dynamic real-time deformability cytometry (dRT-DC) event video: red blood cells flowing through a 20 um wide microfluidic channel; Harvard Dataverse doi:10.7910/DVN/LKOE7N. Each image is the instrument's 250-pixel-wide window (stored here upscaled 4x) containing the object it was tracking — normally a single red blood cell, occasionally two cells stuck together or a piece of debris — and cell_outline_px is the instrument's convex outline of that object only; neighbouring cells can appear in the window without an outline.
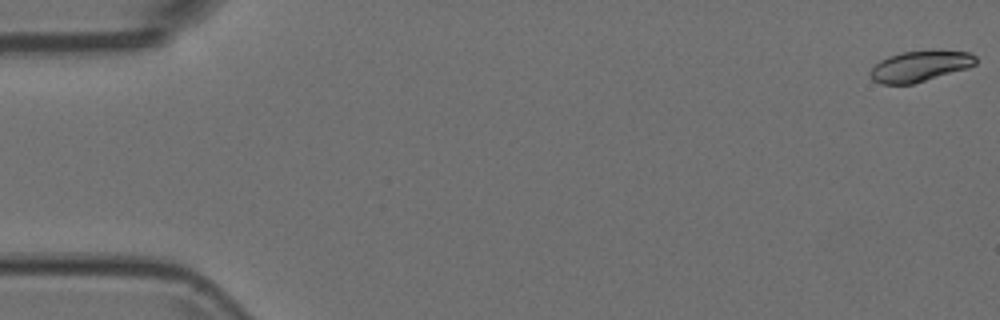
{"species": "Egyptian fruit bat (a non-hibernating species)", "species_latin": "Rousettus aegyptiacus", "temperature_condition": "room temperature", "stored_images_in_passage": 54, "camera_frame_rate_fps": 3000, "um_per_image_px": 0.085, "animal": {"sex": "female"}, "frame": {"image": 1, "passage_image": 1, "time_ms": 0.0, "image_size_px": [1000, 320], "cell_outline_px": [[976, 64], [968, 68], [912, 84], [884, 84], [872, 80], [868, 72], [880, 60], [888, 56], [904, 52], [936, 48], [968, 52], [976, 56]], "centroid_in_image_um": [78.22, 5.59], "position_along_channel_um": 6.8, "area_um2": 19.31}}
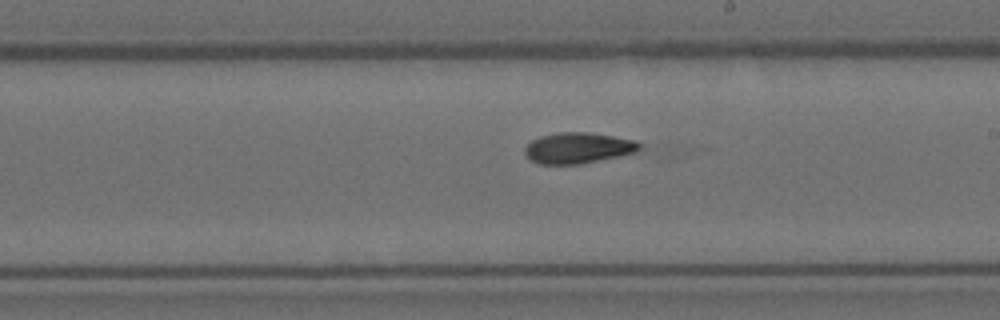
{"frame": {"image": 2, "passage_image": 31, "time_ms": 10.0, "image_size_px": [1000, 320], "cell_outline_px": [[644, 144], [636, 152], [580, 164], [540, 164], [532, 160], [524, 152], [524, 148], [532, 140], [540, 136], [560, 132], [588, 132], [636, 140]], "centroid_in_image_um": [49.16, 12.57], "position_along_channel_um": 239.8, "area_um2": 20.52}}
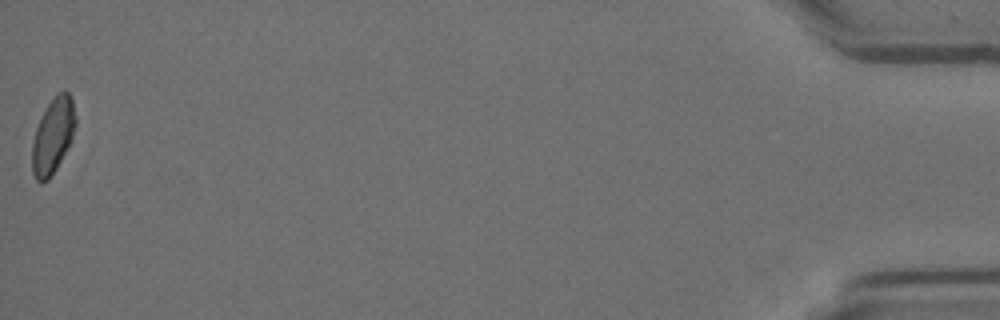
{"frame": {"image": 3, "passage_image": 54, "time_ms": 17.667, "image_size_px": [1000, 320], "cell_outline_px": [[76, 124], [72, 136], [56, 168], [48, 180], [36, 180], [32, 172], [32, 144], [36, 128], [48, 104], [56, 92], [64, 88], [72, 96], [76, 116]], "centroid_in_image_um": [4.51, 11.46], "position_along_channel_um": 430.7, "area_um2": 18.84}}